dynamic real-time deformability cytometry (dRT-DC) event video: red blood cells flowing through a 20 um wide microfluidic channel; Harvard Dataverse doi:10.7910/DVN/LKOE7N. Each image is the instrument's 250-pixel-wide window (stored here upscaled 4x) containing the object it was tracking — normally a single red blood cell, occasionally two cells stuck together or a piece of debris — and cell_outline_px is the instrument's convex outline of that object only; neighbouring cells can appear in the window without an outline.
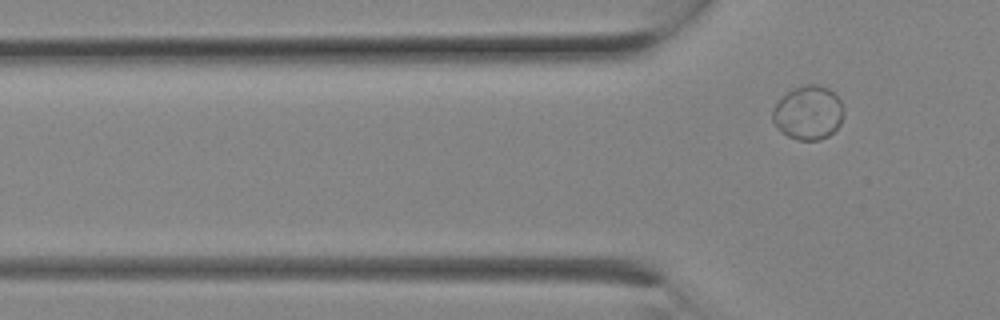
{"species": "Egyptian fruit bat (a non-hibernating species)", "species_latin": "Rousettus aegyptiacus", "temperature_condition": "room temperature", "stored_images_in_passage": 2, "camera_frame_rate_fps": 3000, "um_per_image_px": 0.085, "animal": {"sex": "female"}, "frame": {"image": 1, "passage_image": 2, "time_ms": 0.333, "image_size_px": [1000, 320], "cell_outline_px": [[844, 116], [840, 124], [828, 136], [820, 140], [796, 140], [780, 132], [776, 128], [772, 120], [772, 108], [788, 92], [804, 84], [816, 84], [828, 88], [840, 100], [844, 108]], "centroid_in_image_um": [68.7, 9.6], "position_along_channel_um": 57.1, "area_um2": 22.43}}